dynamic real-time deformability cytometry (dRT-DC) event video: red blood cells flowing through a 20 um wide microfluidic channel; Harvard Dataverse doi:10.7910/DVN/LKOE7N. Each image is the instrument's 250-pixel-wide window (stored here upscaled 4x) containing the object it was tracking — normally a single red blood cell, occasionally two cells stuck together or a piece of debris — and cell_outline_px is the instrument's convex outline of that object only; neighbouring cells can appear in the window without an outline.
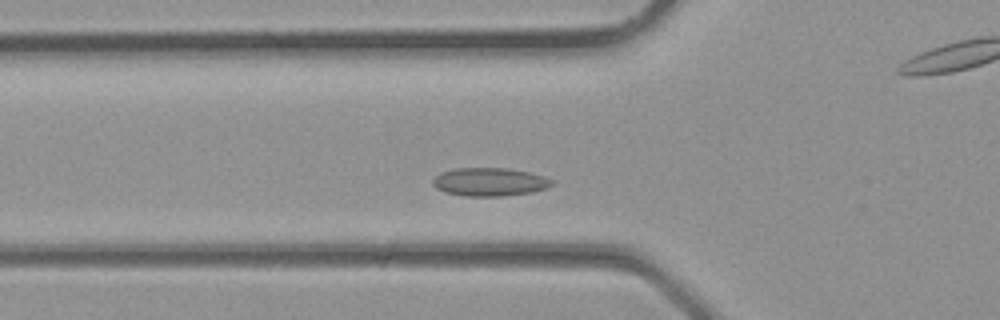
{"species": "common noctule bat (a hibernating species)", "species_latin": "Nyctalus noctula", "temperature_condition": "room temperature", "stored_images_in_passage": 30, "camera_frame_rate_fps": 3000, "um_per_image_px": 0.085, "animal": {"sex": "male", "body_mass_g": 23.1, "forearm_length_mm": 52.7}, "frame": {"image": 1, "passage_image": 6, "time_ms": 1.667, "image_size_px": [1000, 320], "cell_outline_px": [[556, 184], [548, 188], [532, 192], [504, 196], [464, 196], [444, 192], [436, 188], [432, 184], [432, 180], [440, 172], [452, 168], [508, 168], [528, 172], [544, 176], [556, 180]], "centroid_in_image_um": [41.65, 15.46], "position_along_channel_um": 84.1, "area_um2": 20.0}}
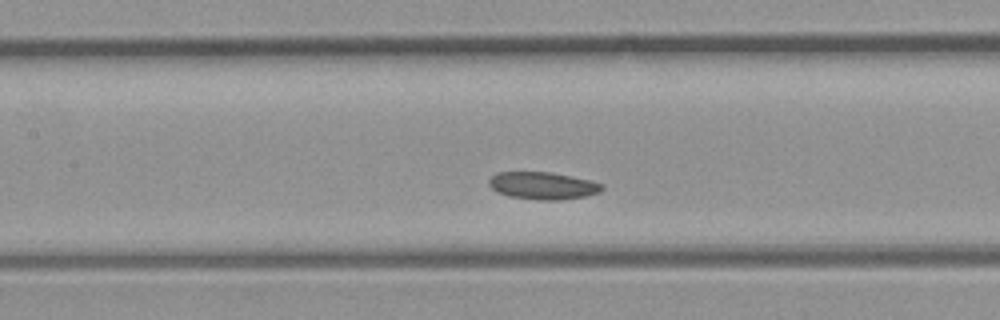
{"frame": {"image": 2, "passage_image": 10, "time_ms": 3.0, "image_size_px": [1000, 320], "cell_outline_px": [[604, 188], [600, 192], [584, 196], [560, 200], [540, 200], [508, 196], [496, 192], [488, 184], [488, 180], [496, 172], [552, 172], [588, 180], [604, 184]], "centroid_in_image_um": [46.12, 15.78], "position_along_channel_um": 161.3, "area_um2": 18.03}}
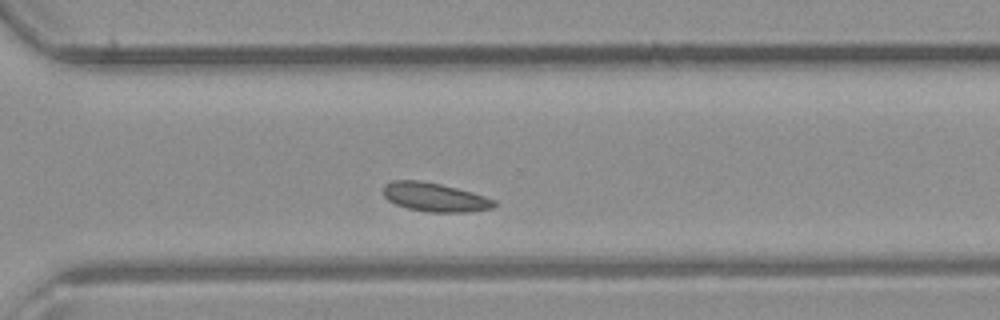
{"frame": {"image": 3, "passage_image": 19, "time_ms": 6.0, "image_size_px": [1000, 320], "cell_outline_px": [[496, 204], [492, 208], [468, 212], [428, 212], [408, 208], [396, 204], [388, 200], [384, 196], [384, 184], [392, 180], [420, 180], [440, 184], [472, 192], [496, 200]], "centroid_in_image_um": [36.95, 16.76], "position_along_channel_um": 333.7, "area_um2": 18.55}}